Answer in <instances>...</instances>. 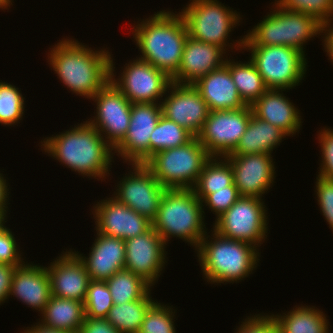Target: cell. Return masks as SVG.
<instances>
[{"label": "cell", "instance_id": "16", "mask_svg": "<svg viewBox=\"0 0 333 333\" xmlns=\"http://www.w3.org/2000/svg\"><path fill=\"white\" fill-rule=\"evenodd\" d=\"M162 115L188 130L194 137L201 132L210 109L193 84L172 82L161 102Z\"/></svg>", "mask_w": 333, "mask_h": 333}, {"label": "cell", "instance_id": "14", "mask_svg": "<svg viewBox=\"0 0 333 333\" xmlns=\"http://www.w3.org/2000/svg\"><path fill=\"white\" fill-rule=\"evenodd\" d=\"M94 101V116L87 121L96 128L114 149L126 136L130 125L132 103L109 81L90 99Z\"/></svg>", "mask_w": 333, "mask_h": 333}, {"label": "cell", "instance_id": "22", "mask_svg": "<svg viewBox=\"0 0 333 333\" xmlns=\"http://www.w3.org/2000/svg\"><path fill=\"white\" fill-rule=\"evenodd\" d=\"M89 255L71 249L83 262L90 279L107 281L113 274L125 269V243L121 238L95 234Z\"/></svg>", "mask_w": 333, "mask_h": 333}, {"label": "cell", "instance_id": "34", "mask_svg": "<svg viewBox=\"0 0 333 333\" xmlns=\"http://www.w3.org/2000/svg\"><path fill=\"white\" fill-rule=\"evenodd\" d=\"M25 102L21 89L10 82L0 80V125L18 126L25 116Z\"/></svg>", "mask_w": 333, "mask_h": 333}, {"label": "cell", "instance_id": "1", "mask_svg": "<svg viewBox=\"0 0 333 333\" xmlns=\"http://www.w3.org/2000/svg\"><path fill=\"white\" fill-rule=\"evenodd\" d=\"M77 124L41 139L39 147L44 154L83 178L104 182L111 176L110 169L116 158L114 149L87 120Z\"/></svg>", "mask_w": 333, "mask_h": 333}, {"label": "cell", "instance_id": "29", "mask_svg": "<svg viewBox=\"0 0 333 333\" xmlns=\"http://www.w3.org/2000/svg\"><path fill=\"white\" fill-rule=\"evenodd\" d=\"M229 56L225 65L229 68L234 84L239 96L246 105L251 106L267 90L263 78L259 74L253 62L249 59L239 62Z\"/></svg>", "mask_w": 333, "mask_h": 333}, {"label": "cell", "instance_id": "40", "mask_svg": "<svg viewBox=\"0 0 333 333\" xmlns=\"http://www.w3.org/2000/svg\"><path fill=\"white\" fill-rule=\"evenodd\" d=\"M328 126L317 131V140L319 141L321 160L318 175L333 180V129Z\"/></svg>", "mask_w": 333, "mask_h": 333}, {"label": "cell", "instance_id": "26", "mask_svg": "<svg viewBox=\"0 0 333 333\" xmlns=\"http://www.w3.org/2000/svg\"><path fill=\"white\" fill-rule=\"evenodd\" d=\"M286 136L288 137L279 127L252 114L238 146L228 155L273 154V150L280 146Z\"/></svg>", "mask_w": 333, "mask_h": 333}, {"label": "cell", "instance_id": "25", "mask_svg": "<svg viewBox=\"0 0 333 333\" xmlns=\"http://www.w3.org/2000/svg\"><path fill=\"white\" fill-rule=\"evenodd\" d=\"M210 111L234 110L247 106L237 91L229 68L224 64L193 84Z\"/></svg>", "mask_w": 333, "mask_h": 333}, {"label": "cell", "instance_id": "11", "mask_svg": "<svg viewBox=\"0 0 333 333\" xmlns=\"http://www.w3.org/2000/svg\"><path fill=\"white\" fill-rule=\"evenodd\" d=\"M113 54L110 57V81L131 103H160L171 78L163 71L140 59L129 60L117 72Z\"/></svg>", "mask_w": 333, "mask_h": 333}, {"label": "cell", "instance_id": "44", "mask_svg": "<svg viewBox=\"0 0 333 333\" xmlns=\"http://www.w3.org/2000/svg\"><path fill=\"white\" fill-rule=\"evenodd\" d=\"M80 333H121L106 318L85 317L79 330Z\"/></svg>", "mask_w": 333, "mask_h": 333}, {"label": "cell", "instance_id": "38", "mask_svg": "<svg viewBox=\"0 0 333 333\" xmlns=\"http://www.w3.org/2000/svg\"><path fill=\"white\" fill-rule=\"evenodd\" d=\"M240 198L234 182L228 186V190H213L203 201V210H210L215 216V220L226 212ZM206 207V209H205Z\"/></svg>", "mask_w": 333, "mask_h": 333}, {"label": "cell", "instance_id": "32", "mask_svg": "<svg viewBox=\"0 0 333 333\" xmlns=\"http://www.w3.org/2000/svg\"><path fill=\"white\" fill-rule=\"evenodd\" d=\"M113 304H123L142 298L152 287L139 275L132 271L123 269L113 274L105 281Z\"/></svg>", "mask_w": 333, "mask_h": 333}, {"label": "cell", "instance_id": "43", "mask_svg": "<svg viewBox=\"0 0 333 333\" xmlns=\"http://www.w3.org/2000/svg\"><path fill=\"white\" fill-rule=\"evenodd\" d=\"M17 267L0 262V306L9 300L12 278Z\"/></svg>", "mask_w": 333, "mask_h": 333}, {"label": "cell", "instance_id": "13", "mask_svg": "<svg viewBox=\"0 0 333 333\" xmlns=\"http://www.w3.org/2000/svg\"><path fill=\"white\" fill-rule=\"evenodd\" d=\"M251 106L210 111L197 138L210 156L225 157L238 146L252 115Z\"/></svg>", "mask_w": 333, "mask_h": 333}, {"label": "cell", "instance_id": "20", "mask_svg": "<svg viewBox=\"0 0 333 333\" xmlns=\"http://www.w3.org/2000/svg\"><path fill=\"white\" fill-rule=\"evenodd\" d=\"M62 251L46 267L51 295L84 302L90 281L89 274L83 262L70 248Z\"/></svg>", "mask_w": 333, "mask_h": 333}, {"label": "cell", "instance_id": "3", "mask_svg": "<svg viewBox=\"0 0 333 333\" xmlns=\"http://www.w3.org/2000/svg\"><path fill=\"white\" fill-rule=\"evenodd\" d=\"M167 9L134 21L130 31L141 53L136 58L150 63L172 78L181 64L188 30L182 15Z\"/></svg>", "mask_w": 333, "mask_h": 333}, {"label": "cell", "instance_id": "6", "mask_svg": "<svg viewBox=\"0 0 333 333\" xmlns=\"http://www.w3.org/2000/svg\"><path fill=\"white\" fill-rule=\"evenodd\" d=\"M271 4L270 12L246 32L243 46H290L305 54L307 42L322 36V23L310 15Z\"/></svg>", "mask_w": 333, "mask_h": 333}, {"label": "cell", "instance_id": "10", "mask_svg": "<svg viewBox=\"0 0 333 333\" xmlns=\"http://www.w3.org/2000/svg\"><path fill=\"white\" fill-rule=\"evenodd\" d=\"M264 199L240 196V198L213 223L212 229L223 237L250 243L257 247L267 239L268 212Z\"/></svg>", "mask_w": 333, "mask_h": 333}, {"label": "cell", "instance_id": "5", "mask_svg": "<svg viewBox=\"0 0 333 333\" xmlns=\"http://www.w3.org/2000/svg\"><path fill=\"white\" fill-rule=\"evenodd\" d=\"M206 224L202 202L193 189H166L152 228L167 246L176 237L196 250L208 232Z\"/></svg>", "mask_w": 333, "mask_h": 333}, {"label": "cell", "instance_id": "2", "mask_svg": "<svg viewBox=\"0 0 333 333\" xmlns=\"http://www.w3.org/2000/svg\"><path fill=\"white\" fill-rule=\"evenodd\" d=\"M57 41L46 54L50 69L69 93L91 99L110 81L109 48L95 50L73 37Z\"/></svg>", "mask_w": 333, "mask_h": 333}, {"label": "cell", "instance_id": "19", "mask_svg": "<svg viewBox=\"0 0 333 333\" xmlns=\"http://www.w3.org/2000/svg\"><path fill=\"white\" fill-rule=\"evenodd\" d=\"M225 157L231 164L234 185L240 196L264 199L266 193L274 187L276 168L272 154L226 155Z\"/></svg>", "mask_w": 333, "mask_h": 333}, {"label": "cell", "instance_id": "45", "mask_svg": "<svg viewBox=\"0 0 333 333\" xmlns=\"http://www.w3.org/2000/svg\"><path fill=\"white\" fill-rule=\"evenodd\" d=\"M321 41L324 47L323 51L328 56V60L333 64V17L322 24Z\"/></svg>", "mask_w": 333, "mask_h": 333}, {"label": "cell", "instance_id": "18", "mask_svg": "<svg viewBox=\"0 0 333 333\" xmlns=\"http://www.w3.org/2000/svg\"><path fill=\"white\" fill-rule=\"evenodd\" d=\"M91 208L95 232L122 240L131 239L148 232L152 222L112 195L95 202Z\"/></svg>", "mask_w": 333, "mask_h": 333}, {"label": "cell", "instance_id": "33", "mask_svg": "<svg viewBox=\"0 0 333 333\" xmlns=\"http://www.w3.org/2000/svg\"><path fill=\"white\" fill-rule=\"evenodd\" d=\"M193 137L188 130L162 115L150 135V157L159 151L184 145Z\"/></svg>", "mask_w": 333, "mask_h": 333}, {"label": "cell", "instance_id": "47", "mask_svg": "<svg viewBox=\"0 0 333 333\" xmlns=\"http://www.w3.org/2000/svg\"><path fill=\"white\" fill-rule=\"evenodd\" d=\"M24 328L21 333H70L65 330H58L42 325L40 322H38V320L36 323L32 324L31 327L27 326Z\"/></svg>", "mask_w": 333, "mask_h": 333}, {"label": "cell", "instance_id": "27", "mask_svg": "<svg viewBox=\"0 0 333 333\" xmlns=\"http://www.w3.org/2000/svg\"><path fill=\"white\" fill-rule=\"evenodd\" d=\"M280 333H330L328 316L322 309L310 305H295L290 311L268 313Z\"/></svg>", "mask_w": 333, "mask_h": 333}, {"label": "cell", "instance_id": "49", "mask_svg": "<svg viewBox=\"0 0 333 333\" xmlns=\"http://www.w3.org/2000/svg\"><path fill=\"white\" fill-rule=\"evenodd\" d=\"M8 217H6L1 211H0V228H2L4 225H6V222Z\"/></svg>", "mask_w": 333, "mask_h": 333}, {"label": "cell", "instance_id": "36", "mask_svg": "<svg viewBox=\"0 0 333 333\" xmlns=\"http://www.w3.org/2000/svg\"><path fill=\"white\" fill-rule=\"evenodd\" d=\"M83 304L85 317L106 318L114 305L106 282L90 279Z\"/></svg>", "mask_w": 333, "mask_h": 333}, {"label": "cell", "instance_id": "42", "mask_svg": "<svg viewBox=\"0 0 333 333\" xmlns=\"http://www.w3.org/2000/svg\"><path fill=\"white\" fill-rule=\"evenodd\" d=\"M233 333H280L274 319L267 313H255L243 319Z\"/></svg>", "mask_w": 333, "mask_h": 333}, {"label": "cell", "instance_id": "8", "mask_svg": "<svg viewBox=\"0 0 333 333\" xmlns=\"http://www.w3.org/2000/svg\"><path fill=\"white\" fill-rule=\"evenodd\" d=\"M210 157L193 137L184 145L155 153L144 164L166 189H193Z\"/></svg>", "mask_w": 333, "mask_h": 333}, {"label": "cell", "instance_id": "21", "mask_svg": "<svg viewBox=\"0 0 333 333\" xmlns=\"http://www.w3.org/2000/svg\"><path fill=\"white\" fill-rule=\"evenodd\" d=\"M228 56L229 53L223 48L188 36L181 64L171 80L180 84H195L203 76L223 66Z\"/></svg>", "mask_w": 333, "mask_h": 333}, {"label": "cell", "instance_id": "46", "mask_svg": "<svg viewBox=\"0 0 333 333\" xmlns=\"http://www.w3.org/2000/svg\"><path fill=\"white\" fill-rule=\"evenodd\" d=\"M1 172L2 170L0 171V211L7 217L8 212H10L8 211L10 210L8 204L10 205L9 198L11 196H9V188L11 187H9L10 185L7 183L8 180H6V177L4 176L5 174Z\"/></svg>", "mask_w": 333, "mask_h": 333}, {"label": "cell", "instance_id": "9", "mask_svg": "<svg viewBox=\"0 0 333 333\" xmlns=\"http://www.w3.org/2000/svg\"><path fill=\"white\" fill-rule=\"evenodd\" d=\"M268 89L292 90L306 77L307 54L290 46H243Z\"/></svg>", "mask_w": 333, "mask_h": 333}, {"label": "cell", "instance_id": "28", "mask_svg": "<svg viewBox=\"0 0 333 333\" xmlns=\"http://www.w3.org/2000/svg\"><path fill=\"white\" fill-rule=\"evenodd\" d=\"M38 316L37 320L42 325L70 333L79 332L85 318L84 304L51 295L44 311Z\"/></svg>", "mask_w": 333, "mask_h": 333}, {"label": "cell", "instance_id": "37", "mask_svg": "<svg viewBox=\"0 0 333 333\" xmlns=\"http://www.w3.org/2000/svg\"><path fill=\"white\" fill-rule=\"evenodd\" d=\"M281 8L301 12L325 23L333 17V0H274Z\"/></svg>", "mask_w": 333, "mask_h": 333}, {"label": "cell", "instance_id": "4", "mask_svg": "<svg viewBox=\"0 0 333 333\" xmlns=\"http://www.w3.org/2000/svg\"><path fill=\"white\" fill-rule=\"evenodd\" d=\"M259 251L250 243L223 237L210 229L195 253L204 281L226 285L244 281L254 273L259 266Z\"/></svg>", "mask_w": 333, "mask_h": 333}, {"label": "cell", "instance_id": "15", "mask_svg": "<svg viewBox=\"0 0 333 333\" xmlns=\"http://www.w3.org/2000/svg\"><path fill=\"white\" fill-rule=\"evenodd\" d=\"M161 116L160 103H132L128 131L114 155L126 164H144L150 158V135Z\"/></svg>", "mask_w": 333, "mask_h": 333}, {"label": "cell", "instance_id": "12", "mask_svg": "<svg viewBox=\"0 0 333 333\" xmlns=\"http://www.w3.org/2000/svg\"><path fill=\"white\" fill-rule=\"evenodd\" d=\"M128 166L130 170L115 183L112 196L152 222L166 188L145 164L130 163Z\"/></svg>", "mask_w": 333, "mask_h": 333}, {"label": "cell", "instance_id": "35", "mask_svg": "<svg viewBox=\"0 0 333 333\" xmlns=\"http://www.w3.org/2000/svg\"><path fill=\"white\" fill-rule=\"evenodd\" d=\"M173 308L157 300L146 312L139 333H177Z\"/></svg>", "mask_w": 333, "mask_h": 333}, {"label": "cell", "instance_id": "41", "mask_svg": "<svg viewBox=\"0 0 333 333\" xmlns=\"http://www.w3.org/2000/svg\"><path fill=\"white\" fill-rule=\"evenodd\" d=\"M14 235L9 227L4 225L0 228V262L21 266L27 260L22 257V250Z\"/></svg>", "mask_w": 333, "mask_h": 333}, {"label": "cell", "instance_id": "7", "mask_svg": "<svg viewBox=\"0 0 333 333\" xmlns=\"http://www.w3.org/2000/svg\"><path fill=\"white\" fill-rule=\"evenodd\" d=\"M189 1L178 11L186 23L189 37L221 47L227 53L233 49L242 51L244 36L233 41L230 33L241 25L244 15L219 0Z\"/></svg>", "mask_w": 333, "mask_h": 333}, {"label": "cell", "instance_id": "17", "mask_svg": "<svg viewBox=\"0 0 333 333\" xmlns=\"http://www.w3.org/2000/svg\"><path fill=\"white\" fill-rule=\"evenodd\" d=\"M124 243L125 269L139 275L153 287L168 262L167 245L162 237L151 228L144 234L124 240Z\"/></svg>", "mask_w": 333, "mask_h": 333}, {"label": "cell", "instance_id": "48", "mask_svg": "<svg viewBox=\"0 0 333 333\" xmlns=\"http://www.w3.org/2000/svg\"><path fill=\"white\" fill-rule=\"evenodd\" d=\"M14 0H0V10L4 11L7 9V11L10 9V7L13 6Z\"/></svg>", "mask_w": 333, "mask_h": 333}, {"label": "cell", "instance_id": "31", "mask_svg": "<svg viewBox=\"0 0 333 333\" xmlns=\"http://www.w3.org/2000/svg\"><path fill=\"white\" fill-rule=\"evenodd\" d=\"M234 182L233 170L226 157L211 156L204 164L193 190L201 202L213 190H228Z\"/></svg>", "mask_w": 333, "mask_h": 333}, {"label": "cell", "instance_id": "23", "mask_svg": "<svg viewBox=\"0 0 333 333\" xmlns=\"http://www.w3.org/2000/svg\"><path fill=\"white\" fill-rule=\"evenodd\" d=\"M39 264L26 261L16 268L9 298L16 297L41 314L51 297V287L46 266Z\"/></svg>", "mask_w": 333, "mask_h": 333}, {"label": "cell", "instance_id": "39", "mask_svg": "<svg viewBox=\"0 0 333 333\" xmlns=\"http://www.w3.org/2000/svg\"><path fill=\"white\" fill-rule=\"evenodd\" d=\"M314 189L321 215L333 231V180L316 175Z\"/></svg>", "mask_w": 333, "mask_h": 333}, {"label": "cell", "instance_id": "24", "mask_svg": "<svg viewBox=\"0 0 333 333\" xmlns=\"http://www.w3.org/2000/svg\"><path fill=\"white\" fill-rule=\"evenodd\" d=\"M288 90L268 89L252 105V113L255 117L265 120L279 127L288 136L300 133L303 119L298 107L283 92Z\"/></svg>", "mask_w": 333, "mask_h": 333}, {"label": "cell", "instance_id": "30", "mask_svg": "<svg viewBox=\"0 0 333 333\" xmlns=\"http://www.w3.org/2000/svg\"><path fill=\"white\" fill-rule=\"evenodd\" d=\"M151 291L152 288L138 300L114 304L106 320L121 333H139L146 312L157 301Z\"/></svg>", "mask_w": 333, "mask_h": 333}]
</instances>
